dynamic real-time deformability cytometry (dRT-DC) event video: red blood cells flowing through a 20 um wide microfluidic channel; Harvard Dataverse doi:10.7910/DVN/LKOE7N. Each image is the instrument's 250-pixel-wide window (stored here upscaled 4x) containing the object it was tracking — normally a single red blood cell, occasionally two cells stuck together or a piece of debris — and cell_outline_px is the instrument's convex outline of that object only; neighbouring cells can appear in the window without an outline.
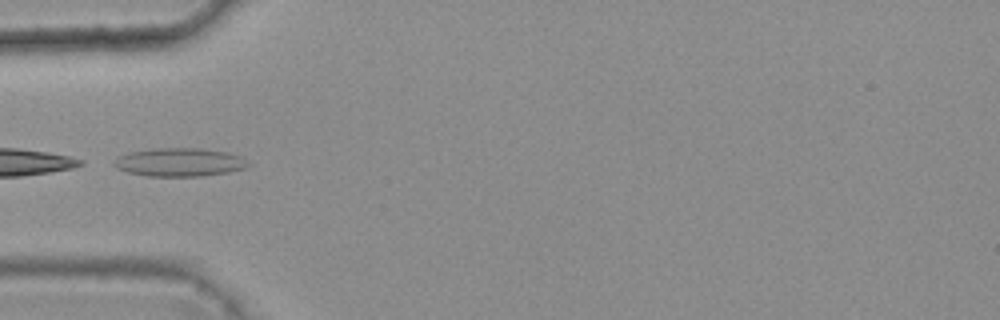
{"species": "common noctule bat (a hibernating species)", "species_latin": "Nyctalus noctula", "temperature_condition": "warm", "stored_images_in_passage": 5, "camera_frame_rate_fps": 3000, "um_per_image_px": 0.085, "animal": {"sex": "female", "body_mass_g": 25.1}, "frame": {"image": 1, "passage_image": 5, "time_ms": 1.333, "image_size_px": [1000, 320], "cell_outline_px": [[252, 164], [248, 168], [228, 172], [200, 176], [148, 176], [128, 172], [116, 168], [112, 164], [112, 160], [128, 152], [156, 148], [200, 148], [228, 152], [240, 156]], "centroid_in_image_um": [15.27, 13.78], "position_along_channel_um": 69.7, "area_um2": 22.37}}